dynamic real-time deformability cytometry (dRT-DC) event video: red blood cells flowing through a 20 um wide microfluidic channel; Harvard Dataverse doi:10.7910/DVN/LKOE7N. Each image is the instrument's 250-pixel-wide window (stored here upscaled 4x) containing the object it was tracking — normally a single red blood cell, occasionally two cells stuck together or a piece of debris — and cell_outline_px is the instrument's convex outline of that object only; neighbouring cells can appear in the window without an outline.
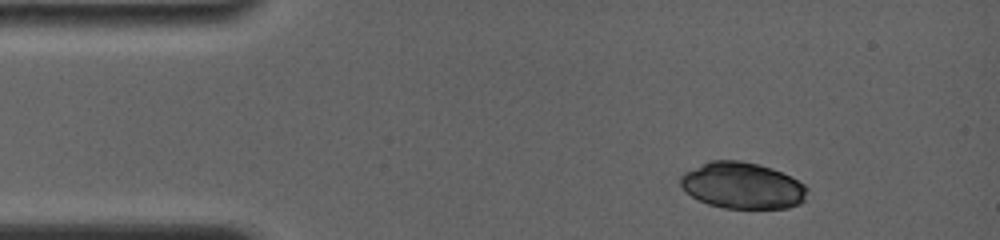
{"species": "common noctule bat (a hibernating species)", "species_latin": "Nyctalus noctula", "temperature_condition": "room temperature", "stored_images_in_passage": 5, "camera_frame_rate_fps": 4000, "um_per_image_px": 0.085, "animal": {"sex": "female", "body_mass_g": 19.0, "forearm_length_mm": 56.7}, "frame": {"image": 1, "passage_image": 2, "time_ms": 0.75, "image_size_px": [1000, 240], "cell_outline_px": [[808, 188], [804, 200], [800, 204], [788, 208], [724, 208], [708, 204], [684, 192], [680, 184], [680, 176], [684, 172], [712, 160], [740, 160], [760, 164], [772, 168], [804, 184]], "centroid_in_image_um": [63.09, 15.77], "position_along_channel_um": 21.9, "area_um2": 34.22}}